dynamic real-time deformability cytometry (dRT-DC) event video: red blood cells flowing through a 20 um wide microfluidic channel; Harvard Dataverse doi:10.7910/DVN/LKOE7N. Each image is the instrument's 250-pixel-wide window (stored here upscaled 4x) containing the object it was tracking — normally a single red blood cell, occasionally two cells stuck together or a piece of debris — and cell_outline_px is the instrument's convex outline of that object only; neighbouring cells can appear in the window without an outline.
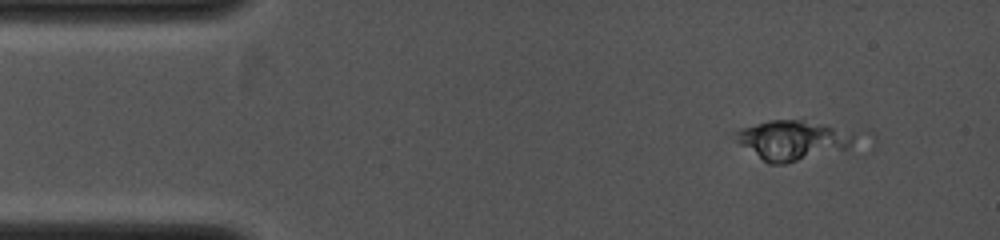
{"species": "common noctule bat (a hibernating species)", "species_latin": "Nyctalus noctula", "temperature_condition": "cold", "stored_images_in_passage": 4, "camera_frame_rate_fps": 4000, "um_per_image_px": 0.085, "animal": {"sex": "female", "body_mass_g": 19.0, "forearm_length_mm": 53.3}, "frame": {"image": 1, "passage_image": 1, "time_ms": 0.0, "image_size_px": [1000, 240], "cell_outline_px": [[860, 132], [848, 148], [784, 164], [768, 164], [740, 144], [736, 140], [736, 132], [744, 128], [756, 124], [772, 120], [800, 120], [824, 124]], "centroid_in_image_um": [67.44, 11.91], "position_along_channel_um": 17.6, "area_um2": 27.22}}